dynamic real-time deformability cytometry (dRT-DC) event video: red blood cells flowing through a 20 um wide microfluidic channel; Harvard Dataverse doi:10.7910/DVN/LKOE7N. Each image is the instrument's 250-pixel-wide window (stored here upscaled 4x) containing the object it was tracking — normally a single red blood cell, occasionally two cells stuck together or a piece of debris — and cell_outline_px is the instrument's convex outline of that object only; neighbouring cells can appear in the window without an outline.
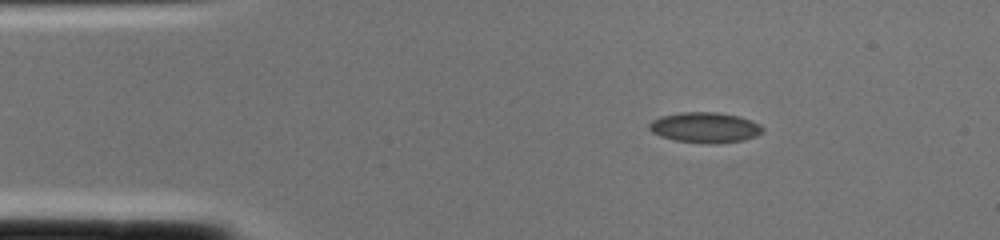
{"species": "common noctule bat (a hibernating species)", "species_latin": "Nyctalus noctula", "temperature_condition": "cold", "stored_images_in_passage": 1, "camera_frame_rate_fps": 3000, "um_per_image_px": 0.085, "animal": {"sex": "female", "body_mass_g": 22.0, "forearm_length_mm": 56.7}, "frame": {"image": 1, "passage_image": 1, "time_ms": 0.0, "image_size_px": [1000, 240], "cell_outline_px": [[764, 132], [756, 136], [744, 140], [716, 144], [708, 144], [672, 140], [660, 136], [652, 132], [648, 128], [648, 124], [652, 120], [660, 116], [680, 112], [716, 112], [736, 116], [752, 120], [760, 124], [764, 128]], "centroid_in_image_um": [59.92, 10.85], "position_along_channel_um": 25.1, "area_um2": 20.4}}